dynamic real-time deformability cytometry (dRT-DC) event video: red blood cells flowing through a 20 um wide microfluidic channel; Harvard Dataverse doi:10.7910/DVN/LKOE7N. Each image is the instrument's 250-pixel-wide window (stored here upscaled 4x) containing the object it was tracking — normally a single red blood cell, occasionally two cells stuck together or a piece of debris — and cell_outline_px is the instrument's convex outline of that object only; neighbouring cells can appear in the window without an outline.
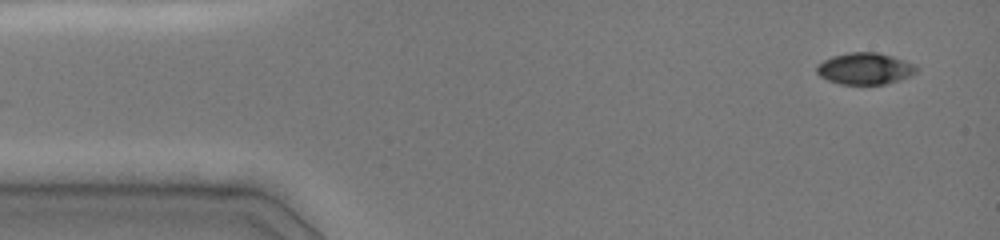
{"species": "common noctule bat (a hibernating species)", "species_latin": "Nyctalus noctula", "temperature_condition": "cold", "stored_images_in_passage": 45, "camera_frame_rate_fps": 3000, "um_per_image_px": 0.085, "animal": {"sex": "female", "body_mass_g": 19.0, "forearm_length_mm": 51.5}, "frame": {"image": 1, "passage_image": 1, "time_ms": 0.0, "image_size_px": [1000, 240], "cell_outline_px": [[920, 68], [912, 76], [900, 80], [884, 84], [840, 84], [828, 80], [820, 76], [816, 72], [816, 64], [832, 56], [848, 52], [876, 52], [892, 56], [916, 64]], "centroid_in_image_um": [73.54, 5.83], "position_along_channel_um": 11.5, "area_um2": 18.61}}
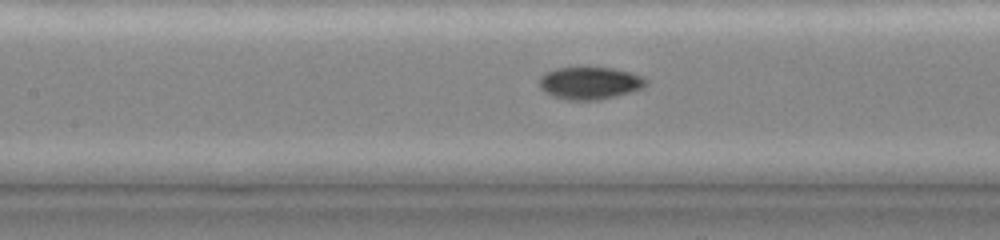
{"frame": {"image": 2, "passage_image": 19, "time_ms": 6.0, "image_size_px": [1000, 240], "cell_outline_px": [[648, 84], [644, 88], [632, 92], [600, 100], [568, 100], [544, 92], [540, 88], [540, 76], [544, 72], [556, 68], [612, 68], [632, 72], [644, 76], [648, 80]], "centroid_in_image_um": [50.19, 7.06], "position_along_channel_um": 157.2, "area_um2": 20.35}}
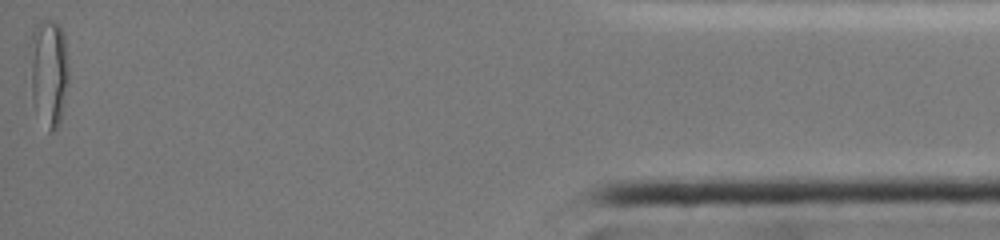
{"frame": {"image": 3, "passage_image": 45, "time_ms": 14.667, "image_size_px": [1000, 240], "cell_outline_px": [[68, 84], [60, 120], [56, 128], [52, 132], [48, 132], [32, 100], [32, 32], [36, 24], [40, 20], [48, 16], [60, 24], [64, 36], [68, 56]], "centroid_in_image_um": [4.19, 6.06], "position_along_channel_um": 431.0, "area_um2": 24.04}, "authors_computed_cell_mechanics": {"area_um2": 19.5364, "velocity_mm_per_s": 4.0683, "shape_relaxation_time_tau1_ms": null, "shape_relaxation_time_tau2_ms": 0.9049, "deformation_change_tau1": null, "deformation_change_tau2": 0.0336}}